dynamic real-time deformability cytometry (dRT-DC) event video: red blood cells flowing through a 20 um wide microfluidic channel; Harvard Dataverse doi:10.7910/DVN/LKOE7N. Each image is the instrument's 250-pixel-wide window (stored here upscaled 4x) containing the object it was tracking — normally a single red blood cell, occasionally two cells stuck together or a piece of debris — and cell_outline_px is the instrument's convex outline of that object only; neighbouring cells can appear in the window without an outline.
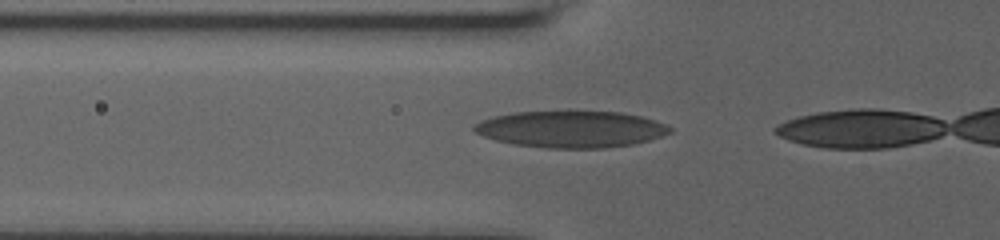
{"species": "human", "species_latin": "Homo sapiens", "temperature_condition": "room temperature", "stored_images_in_passage": 5, "camera_frame_rate_fps": 3000, "um_per_image_px": 0.085, "donor": {"sex": "male"}, "frame": {"image": 1, "passage_image": 3, "time_ms": 0.667, "image_size_px": [1000, 240], "cell_outline_px": [[672, 132], [648, 140], [632, 144], [604, 148], [548, 148], [512, 144], [496, 140], [484, 136], [476, 132], [472, 128], [472, 124], [480, 120], [496, 116], [516, 112], [568, 108], [620, 112], [640, 116], [656, 120], [668, 124], [672, 128]], "centroid_in_image_um": [48.53, 10.93], "position_along_channel_um": 77.3, "area_um2": 43.12}}